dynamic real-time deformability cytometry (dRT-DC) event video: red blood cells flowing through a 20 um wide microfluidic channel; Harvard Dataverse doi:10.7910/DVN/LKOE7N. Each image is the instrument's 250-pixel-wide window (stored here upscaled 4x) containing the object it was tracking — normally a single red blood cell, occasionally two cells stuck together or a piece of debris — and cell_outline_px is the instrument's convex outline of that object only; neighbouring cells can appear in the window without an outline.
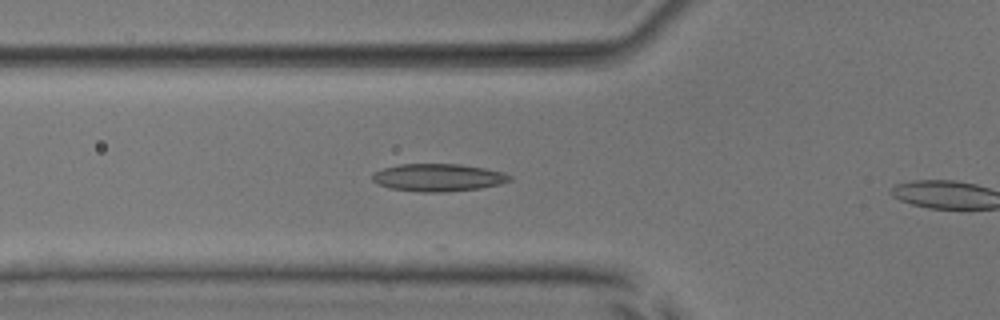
{"species": "common noctule bat (a hibernating species)", "species_latin": "Nyctalus noctula", "temperature_condition": "room temperature", "stored_images_in_passage": 3, "camera_frame_rate_fps": 3000, "um_per_image_px": 0.085, "animal": {"sex": "male", "body_mass_g": 17.9, "forearm_length_mm": 54.2}, "frame": {"image": 1, "passage_image": 2, "time_ms": 0.333, "image_size_px": [1000, 320], "cell_outline_px": [[512, 180], [500, 184], [480, 188], [444, 192], [420, 192], [388, 188], [376, 184], [372, 180], [372, 176], [376, 172], [384, 168], [400, 164], [460, 164], [484, 168], [504, 172], [512, 176]], "centroid_in_image_um": [37.25, 15.09], "position_along_channel_um": 88.5, "area_um2": 22.14}}